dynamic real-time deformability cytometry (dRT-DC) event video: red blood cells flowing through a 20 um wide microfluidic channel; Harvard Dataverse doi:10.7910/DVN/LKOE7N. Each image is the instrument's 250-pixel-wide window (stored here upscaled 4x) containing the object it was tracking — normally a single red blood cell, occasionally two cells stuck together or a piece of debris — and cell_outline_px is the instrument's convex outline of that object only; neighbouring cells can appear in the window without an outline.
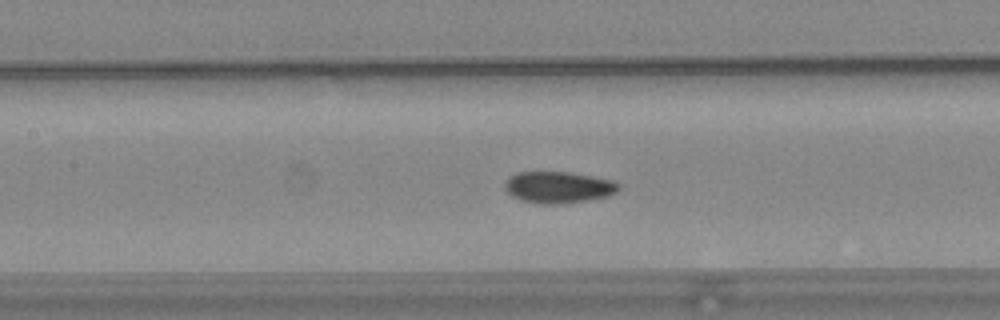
{"species": "common noctule bat (a hibernating species)", "species_latin": "Nyctalus noctula", "temperature_condition": "warm", "stored_images_in_passage": 50, "camera_frame_rate_fps": 3000, "um_per_image_px": 0.085, "animal": {"sex": "female", "body_mass_g": 24.6, "forearm_length_mm": 56.2}, "frame": {"image": 1, "passage_image": 20, "time_ms": 6.333, "image_size_px": [1000, 320], "cell_outline_px": [[620, 188], [616, 192], [608, 196], [564, 204], [540, 204], [520, 200], [512, 196], [504, 188], [504, 184], [508, 176], [516, 172], [572, 172], [612, 180], [620, 184]], "centroid_in_image_um": [47.44, 15.91], "position_along_channel_um": 160.0, "area_um2": 21.15}}
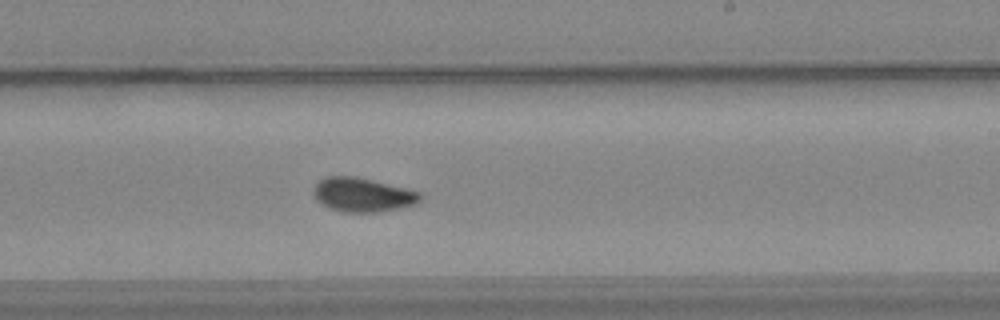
{"frame": {"image": 2, "passage_image": 28, "time_ms": 9.0, "image_size_px": [1000, 320], "cell_outline_px": [[424, 196], [416, 204], [400, 208], [376, 212], [344, 212], [328, 208], [316, 200], [312, 192], [312, 188], [324, 176], [356, 176], [408, 188], [420, 192]], "centroid_in_image_um": [30.82, 16.55], "position_along_channel_um": 258.2, "area_um2": 21.5}}
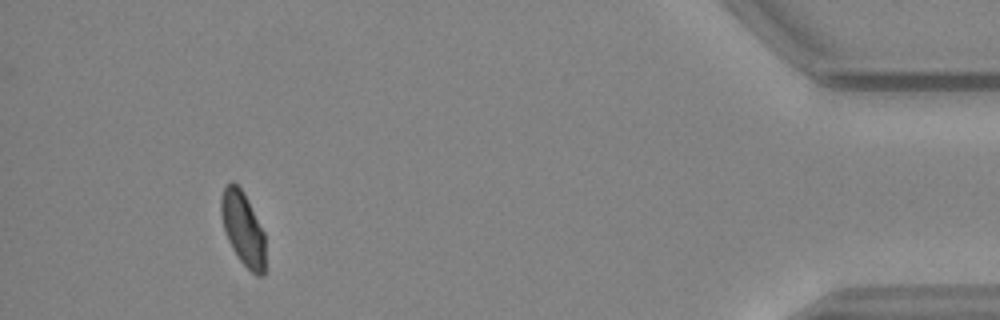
{"frame": {"image": 3, "passage_image": 46, "time_ms": 15.0, "image_size_px": [1000, 320], "cell_outline_px": [[264, 276], [256, 276], [240, 260], [232, 248], [228, 240], [224, 228], [220, 212], [220, 200], [224, 188], [232, 180], [244, 192], [264, 232]], "centroid_in_image_um": [20.64, 19.42], "position_along_channel_um": 414.6, "area_um2": 18.79}, "authors_computed_cell_mechanics": {"area_um2": 20.4034, "velocity_mm_per_s": 3.7012, "shape_relaxation_time_tau1_ms": 6.0283, "shape_relaxation_time_tau2_ms": 0.9445, "deformation_change_tau1": 0.122, "deformation_change_tau2": 0.0332}}